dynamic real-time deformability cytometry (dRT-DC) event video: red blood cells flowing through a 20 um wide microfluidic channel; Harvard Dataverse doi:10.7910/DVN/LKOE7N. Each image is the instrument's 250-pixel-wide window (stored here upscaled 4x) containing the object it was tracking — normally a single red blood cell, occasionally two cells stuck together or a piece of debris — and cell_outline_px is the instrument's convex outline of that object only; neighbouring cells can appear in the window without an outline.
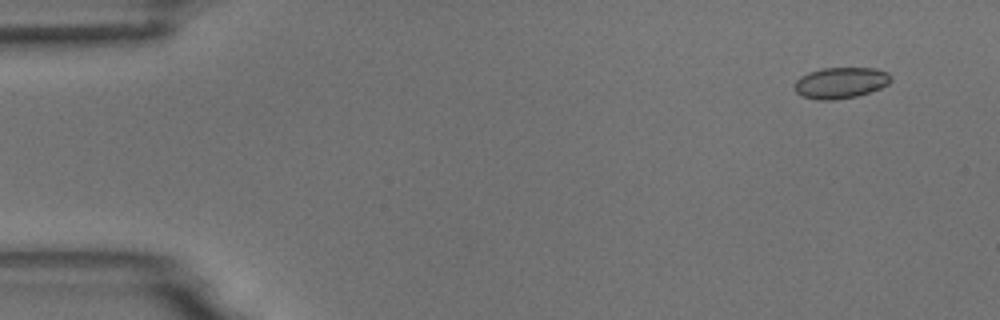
{"species": "common noctule bat (a hibernating species)", "species_latin": "Nyctalus noctula", "temperature_condition": "room temperature", "stored_images_in_passage": 5, "camera_frame_rate_fps": 3000, "um_per_image_px": 0.085, "animal": {"sex": "male", "body_mass_g": 18.8}, "frame": {"image": 1, "passage_image": 1, "time_ms": 0.0, "image_size_px": [1000, 320], "cell_outline_px": [[892, 80], [888, 84], [880, 88], [856, 96], [832, 100], [816, 100], [804, 96], [796, 92], [796, 80], [800, 76], [808, 72], [820, 68], [876, 68], [888, 72], [892, 76]], "centroid_in_image_um": [71.48, 7.02], "position_along_channel_um": 13.5, "area_um2": 17.46}}
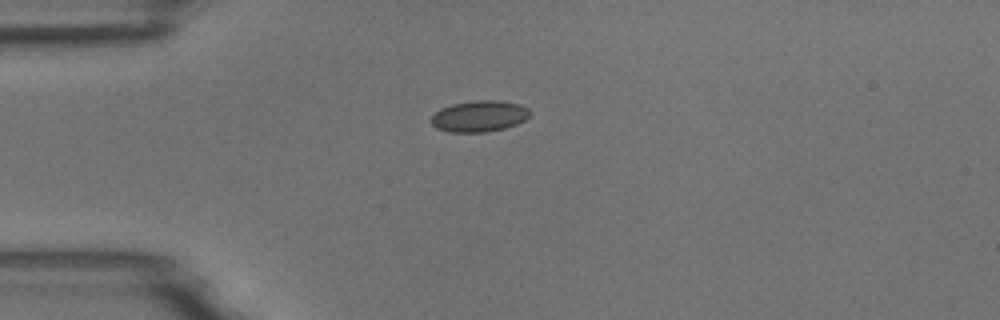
{"frame": {"image": 2, "passage_image": 4, "time_ms": 3.333, "image_size_px": [1000, 320], "cell_outline_px": [[528, 116], [524, 120], [516, 124], [504, 128], [484, 132], [452, 132], [436, 128], [432, 124], [432, 116], [440, 108], [452, 104], [476, 100], [496, 100], [520, 104], [528, 108]], "centroid_in_image_um": [40.72, 9.87], "position_along_channel_um": 44.3, "area_um2": 17.74}}